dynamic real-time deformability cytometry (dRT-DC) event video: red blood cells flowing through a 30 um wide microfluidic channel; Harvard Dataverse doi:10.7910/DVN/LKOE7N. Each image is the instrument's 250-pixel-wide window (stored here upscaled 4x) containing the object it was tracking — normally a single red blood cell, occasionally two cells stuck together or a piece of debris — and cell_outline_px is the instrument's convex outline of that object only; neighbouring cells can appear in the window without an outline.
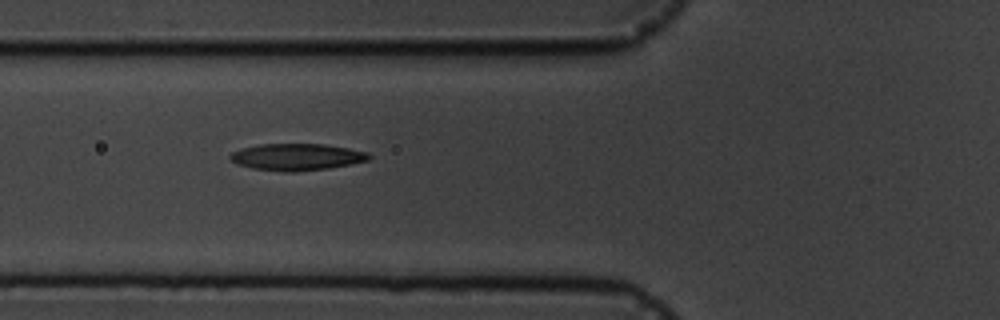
{"species": "common noctule bat (a hibernating species)", "species_latin": "Nyctalus noctula", "temperature_condition": "cold", "stored_images_in_passage": 6, "camera_frame_rate_fps": 3000, "um_per_image_px": 0.085, "animal": {"sex": "male", "body_mass_g": 19.5, "forearm_length_mm": 54.6}, "frame": {"image": 1, "passage_image": 6, "time_ms": 6.667, "image_size_px": [1000, 320], "cell_outline_px": [[372, 156], [368, 160], [352, 164], [328, 168], [296, 172], [284, 172], [252, 168], [236, 164], [228, 156], [232, 152], [240, 148], [260, 144], [324, 144], [348, 148], [368, 152]], "centroid_in_image_um": [25.22, 13.34], "position_along_channel_um": 100.6, "area_um2": 21.79}}